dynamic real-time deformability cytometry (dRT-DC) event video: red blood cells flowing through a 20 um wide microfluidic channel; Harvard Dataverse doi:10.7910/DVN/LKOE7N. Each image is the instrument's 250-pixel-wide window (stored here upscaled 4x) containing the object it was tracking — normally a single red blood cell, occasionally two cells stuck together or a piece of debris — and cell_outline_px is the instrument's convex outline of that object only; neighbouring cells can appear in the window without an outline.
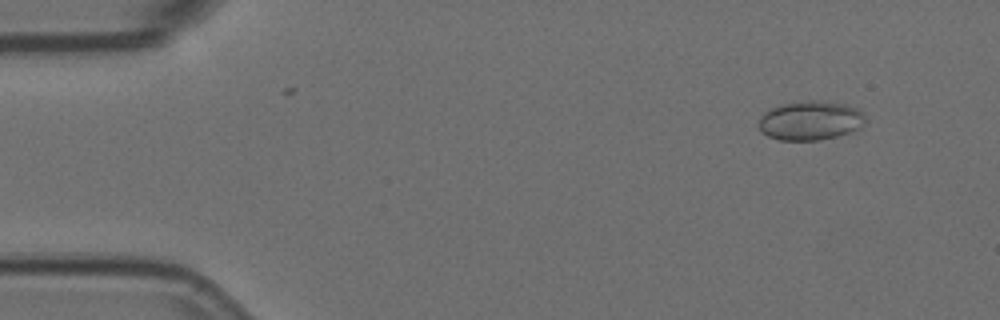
{"species": "Egyptian fruit bat (a non-hibernating species)", "species_latin": "Rousettus aegyptiacus", "temperature_condition": "room temperature", "stored_images_in_passage": 6, "camera_frame_rate_fps": 3000, "um_per_image_px": 0.085, "animal": {"sex": "female"}, "frame": {"image": 1, "passage_image": 2, "time_ms": 0.333, "image_size_px": [1000, 320], "cell_outline_px": [[864, 124], [860, 128], [836, 136], [820, 140], [780, 140], [768, 136], [760, 132], [756, 124], [760, 116], [764, 112], [772, 108], [784, 104], [804, 100], [824, 100], [848, 104], [864, 112]], "centroid_in_image_um": [68.86, 10.23], "position_along_channel_um": 16.1, "area_um2": 24.68}}
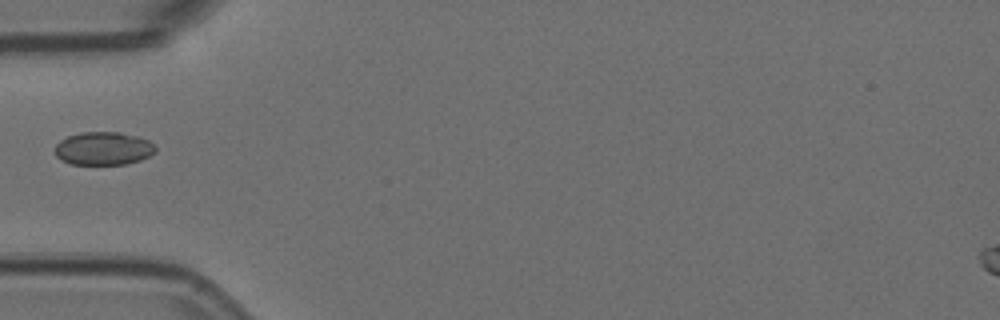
{"frame": {"image": 2, "passage_image": 5, "time_ms": 1.333, "image_size_px": [1000, 320], "cell_outline_px": [[156, 152], [140, 160], [124, 164], [72, 164], [56, 156], [56, 144], [60, 140], [68, 136], [80, 132], [120, 132], [136, 136], [148, 140], [156, 148]], "centroid_in_image_um": [8.8, 12.61], "position_along_channel_um": 76.2, "area_um2": 19.25}}
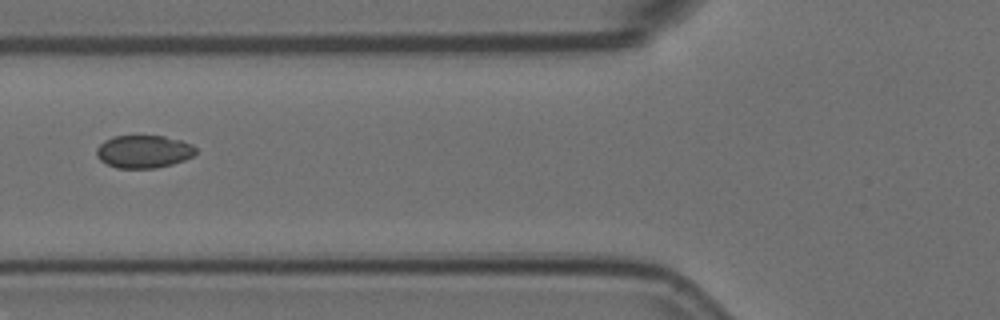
{"frame": {"image": 3, "passage_image": 6, "time_ms": 1.667, "image_size_px": [1000, 320], "cell_outline_px": [[196, 152], [192, 156], [184, 160], [172, 164], [156, 168], [116, 168], [100, 160], [96, 156], [96, 148], [104, 140], [112, 136], [164, 136], [180, 140], [192, 144], [196, 148]], "centroid_in_image_um": [12.19, 12.88], "position_along_channel_um": 113.6, "area_um2": 19.02}}